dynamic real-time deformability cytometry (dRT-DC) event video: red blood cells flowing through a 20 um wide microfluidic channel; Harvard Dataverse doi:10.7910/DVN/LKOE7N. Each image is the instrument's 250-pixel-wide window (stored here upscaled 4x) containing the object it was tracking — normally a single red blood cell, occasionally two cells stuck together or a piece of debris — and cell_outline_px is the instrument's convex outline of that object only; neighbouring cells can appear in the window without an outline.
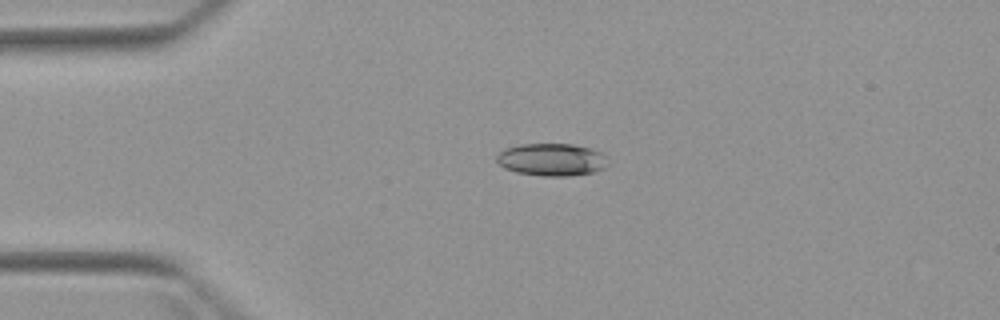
{"species": "Egyptian fruit bat (a non-hibernating species)", "species_latin": "Rousettus aegyptiacus", "temperature_condition": "warm", "stored_images_in_passage": 4, "camera_frame_rate_fps": 3000, "um_per_image_px": 0.085, "animal": {"sex": "female"}, "frame": {"image": 1, "passage_image": 2, "time_ms": 2.333, "image_size_px": [1000, 320], "cell_outline_px": [[608, 164], [604, 168], [596, 172], [568, 176], [544, 176], [516, 172], [504, 168], [496, 160], [496, 156], [504, 148], [520, 144], [572, 144], [592, 148], [608, 156]], "centroid_in_image_um": [46.93, 13.56], "position_along_channel_um": 38.1, "area_um2": 21.33}}
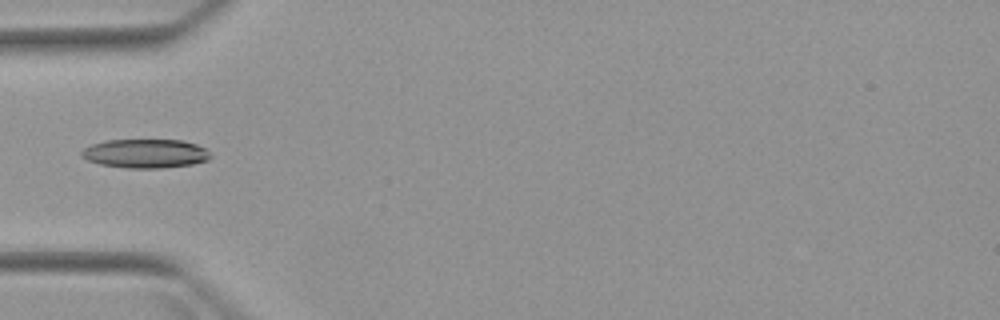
{"frame": {"image": 2, "passage_image": 3, "time_ms": 4.0, "image_size_px": [1000, 320], "cell_outline_px": [[212, 156], [208, 160], [192, 164], [160, 168], [128, 168], [100, 164], [88, 160], [80, 156], [80, 152], [84, 148], [92, 144], [104, 140], [184, 140], [196, 144], [204, 148]], "centroid_in_image_um": [12.34, 13.04], "position_along_channel_um": 72.7, "area_um2": 21.73}}
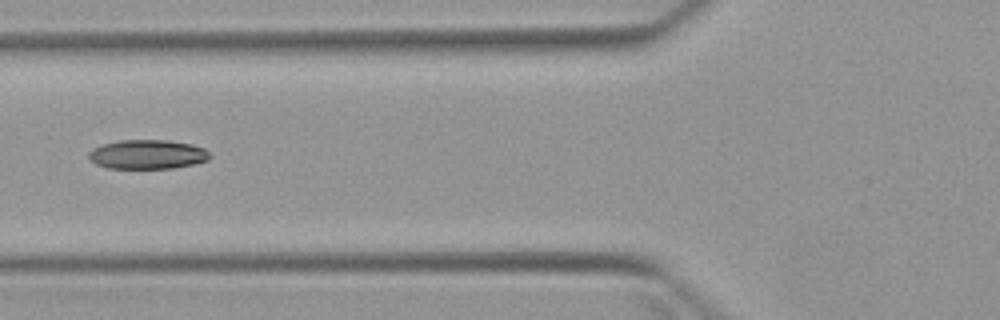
{"frame": {"image": 3, "passage_image": 4, "time_ms": 5.0, "image_size_px": [1000, 320], "cell_outline_px": [[212, 156], [208, 160], [196, 164], [172, 168], [108, 168], [96, 164], [88, 156], [88, 152], [92, 148], [104, 144], [120, 140], [168, 140], [192, 144], [204, 148]], "centroid_in_image_um": [12.56, 13.12], "position_along_channel_um": 113.2, "area_um2": 20.69}}